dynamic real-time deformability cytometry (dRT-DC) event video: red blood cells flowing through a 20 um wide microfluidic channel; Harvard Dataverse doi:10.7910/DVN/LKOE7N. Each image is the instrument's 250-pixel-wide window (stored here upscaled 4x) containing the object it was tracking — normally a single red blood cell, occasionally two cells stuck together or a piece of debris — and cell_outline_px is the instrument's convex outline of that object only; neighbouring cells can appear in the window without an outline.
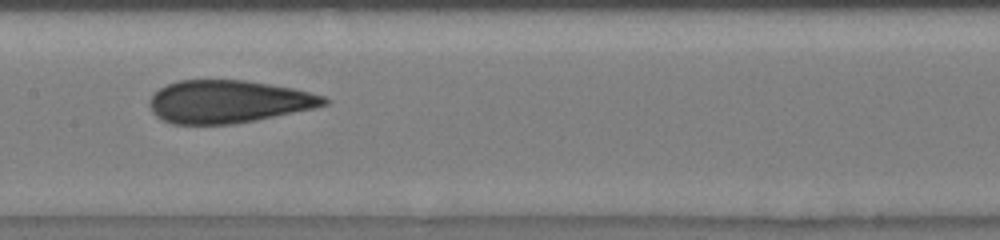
{"species": "human", "species_latin": "Homo sapiens", "temperature_condition": "room temperature", "stored_images_in_passage": 13, "camera_frame_rate_fps": 3000, "um_per_image_px": 0.085, "donor": {"sex": "male"}, "frame": {"image": 1, "passage_image": 8, "time_ms": 6.667, "image_size_px": [1000, 240], "cell_outline_px": [[328, 104], [316, 108], [256, 120], [232, 124], [172, 124], [160, 120], [152, 112], [148, 104], [148, 100], [160, 88], [168, 84], [180, 80], [244, 80], [292, 88], [324, 96], [328, 100]], "centroid_in_image_um": [19.38, 8.65], "position_along_channel_um": 188.0, "area_um2": 43.47}}
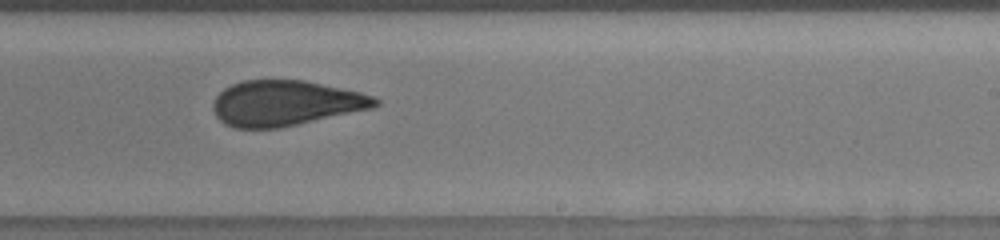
{"frame": {"image": 2, "passage_image": 10, "time_ms": 8.667, "image_size_px": [1000, 240], "cell_outline_px": [[380, 104], [372, 108], [296, 124], [276, 128], [232, 128], [224, 124], [216, 116], [212, 108], [212, 104], [216, 96], [224, 88], [232, 84], [244, 80], [304, 80], [360, 92], [372, 96], [380, 100]], "centroid_in_image_um": [24.22, 8.76], "position_along_channel_um": 264.8, "area_um2": 42.6}}
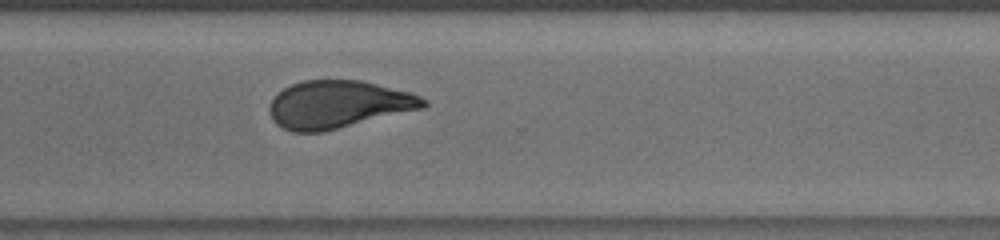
{"frame": {"image": 3, "passage_image": 13, "time_ms": 10.667, "image_size_px": [1000, 240], "cell_outline_px": [[428, 104], [424, 108], [324, 132], [292, 132], [276, 124], [272, 120], [268, 108], [272, 100], [284, 88], [292, 84], [304, 80], [360, 80], [408, 92], [420, 96], [428, 100]], "centroid_in_image_um": [28.75, 8.89], "position_along_channel_um": 341.9, "area_um2": 42.66}}